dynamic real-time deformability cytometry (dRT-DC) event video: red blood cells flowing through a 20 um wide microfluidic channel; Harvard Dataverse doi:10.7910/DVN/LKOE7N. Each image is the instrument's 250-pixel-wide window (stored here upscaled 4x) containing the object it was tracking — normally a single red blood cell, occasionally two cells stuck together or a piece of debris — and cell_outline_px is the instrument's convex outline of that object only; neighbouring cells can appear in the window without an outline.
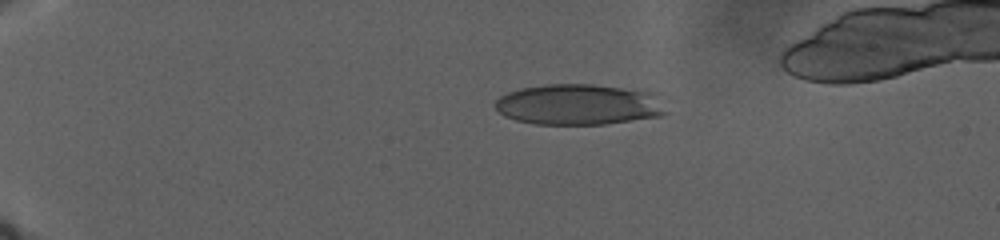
{"species": "human", "species_latin": "Homo sapiens", "temperature_condition": "warm", "stored_images_in_passage": 61, "camera_frame_rate_fps": 3000, "um_per_image_px": 0.085, "donor": {"sex": "male"}, "frame": {"image": 1, "passage_image": 11, "time_ms": 9.333, "image_size_px": [1000, 240], "cell_outline_px": [[668, 112], [660, 116], [604, 124], [536, 124], [516, 120], [504, 116], [496, 108], [496, 100], [500, 96], [508, 92], [520, 88], [548, 84], [592, 84], [656, 92]], "centroid_in_image_um": [49.22, 8.88], "position_along_channel_um": 35.8, "area_um2": 40.69}}
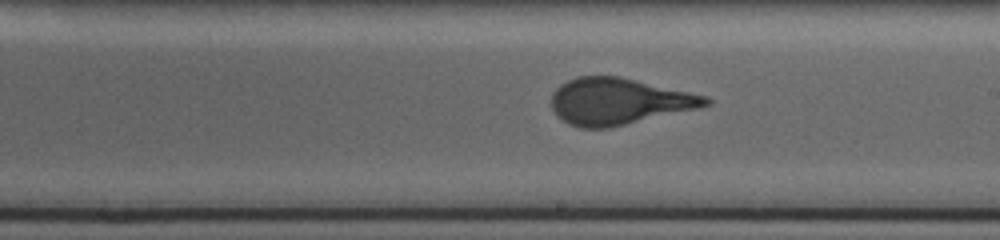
{"frame": {"image": 2, "passage_image": 36, "time_ms": 25.0, "image_size_px": [1000, 240], "cell_outline_px": [[712, 104], [700, 108], [608, 128], [580, 128], [568, 124], [556, 116], [552, 108], [552, 92], [560, 84], [576, 76], [620, 76], [708, 96], [712, 100]], "centroid_in_image_um": [52.6, 8.61], "position_along_channel_um": 236.4, "area_um2": 42.08}}
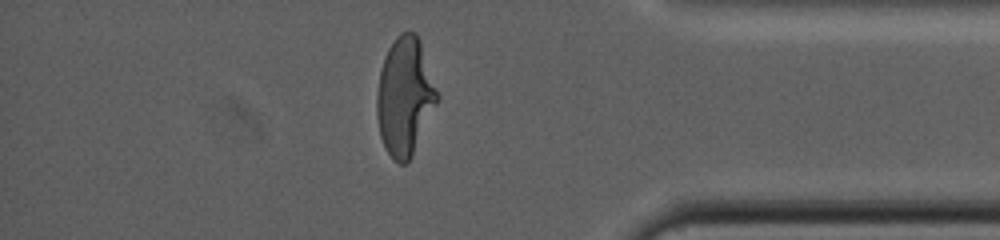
{"frame": {"image": 3, "passage_image": 53, "time_ms": 34.667, "image_size_px": [1000, 240], "cell_outline_px": [[440, 96], [412, 156], [404, 164], [400, 164], [384, 148], [380, 136], [376, 116], [376, 96], [380, 72], [384, 56], [388, 48], [396, 36], [400, 32], [416, 32], [420, 40]], "centroid_in_image_um": [34.4, 8.18], "position_along_channel_um": 400.8, "area_um2": 41.5}}